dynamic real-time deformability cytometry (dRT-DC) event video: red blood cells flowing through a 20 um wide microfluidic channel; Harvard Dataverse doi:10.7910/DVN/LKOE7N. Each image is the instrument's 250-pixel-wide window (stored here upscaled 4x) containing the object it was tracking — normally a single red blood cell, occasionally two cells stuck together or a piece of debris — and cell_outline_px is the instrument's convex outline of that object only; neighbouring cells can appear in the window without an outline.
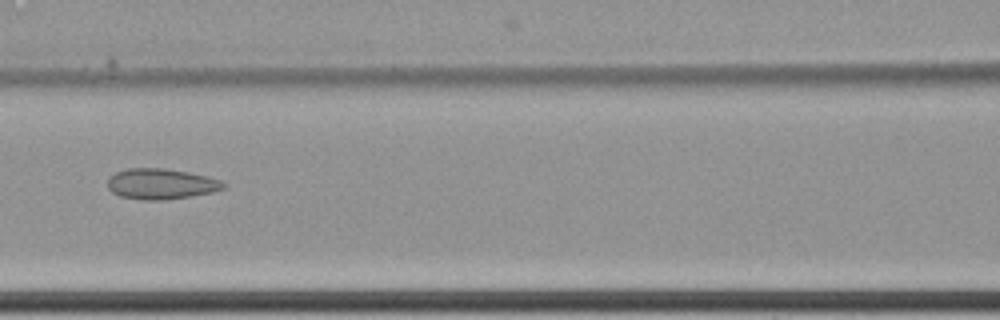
{"species": "common noctule bat (a hibernating species)", "species_latin": "Nyctalus noctula", "temperature_condition": "cold", "stored_images_in_passage": 4, "camera_frame_rate_fps": 3000, "um_per_image_px": 0.085, "animal": {"sex": "female", "body_mass_g": 22.7, "forearm_length_mm": 54.2}, "frame": {"image": 1, "passage_image": 4, "time_ms": 1.0, "image_size_px": [1000, 320], "cell_outline_px": [[228, 184], [224, 188], [212, 192], [188, 196], [160, 200], [140, 200], [120, 196], [112, 192], [108, 188], [108, 176], [116, 172], [128, 168], [164, 168], [188, 172], [208, 176], [220, 180]], "centroid_in_image_um": [13.67, 15.62], "position_along_channel_um": 152.9, "area_um2": 20.69}}